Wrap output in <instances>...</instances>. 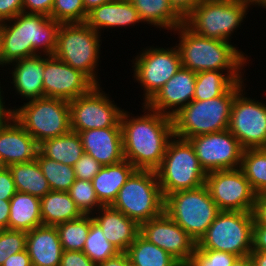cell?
Segmentation results:
<instances>
[{"label": "cell", "mask_w": 266, "mask_h": 266, "mask_svg": "<svg viewBox=\"0 0 266 266\" xmlns=\"http://www.w3.org/2000/svg\"><path fill=\"white\" fill-rule=\"evenodd\" d=\"M144 109L149 112L138 118H130L123 109L120 126L124 159L136 169L155 171L163 161L169 140L174 136L173 120L145 104Z\"/></svg>", "instance_id": "cell-1"}, {"label": "cell", "mask_w": 266, "mask_h": 266, "mask_svg": "<svg viewBox=\"0 0 266 266\" xmlns=\"http://www.w3.org/2000/svg\"><path fill=\"white\" fill-rule=\"evenodd\" d=\"M15 21L13 25L6 22ZM60 23L42 14L19 13L14 18L0 23V37L4 65L38 55H53L56 50L57 32Z\"/></svg>", "instance_id": "cell-2"}, {"label": "cell", "mask_w": 266, "mask_h": 266, "mask_svg": "<svg viewBox=\"0 0 266 266\" xmlns=\"http://www.w3.org/2000/svg\"><path fill=\"white\" fill-rule=\"evenodd\" d=\"M181 35L177 49L182 67L195 73L202 71L227 70L236 82H243L241 67L247 58L228 41L202 37L190 30L184 23L174 31ZM240 72V73H239Z\"/></svg>", "instance_id": "cell-3"}, {"label": "cell", "mask_w": 266, "mask_h": 266, "mask_svg": "<svg viewBox=\"0 0 266 266\" xmlns=\"http://www.w3.org/2000/svg\"><path fill=\"white\" fill-rule=\"evenodd\" d=\"M237 82L222 96L209 100H192L172 117L174 136L189 138L228 129L235 95L242 90Z\"/></svg>", "instance_id": "cell-4"}, {"label": "cell", "mask_w": 266, "mask_h": 266, "mask_svg": "<svg viewBox=\"0 0 266 266\" xmlns=\"http://www.w3.org/2000/svg\"><path fill=\"white\" fill-rule=\"evenodd\" d=\"M173 138L167 144L163 161L155 170L164 198L176 191L200 187L206 182V172L201 168L190 141L177 136Z\"/></svg>", "instance_id": "cell-5"}, {"label": "cell", "mask_w": 266, "mask_h": 266, "mask_svg": "<svg viewBox=\"0 0 266 266\" xmlns=\"http://www.w3.org/2000/svg\"><path fill=\"white\" fill-rule=\"evenodd\" d=\"M164 212L198 243L221 212L208 187L173 192L164 198Z\"/></svg>", "instance_id": "cell-6"}, {"label": "cell", "mask_w": 266, "mask_h": 266, "mask_svg": "<svg viewBox=\"0 0 266 266\" xmlns=\"http://www.w3.org/2000/svg\"><path fill=\"white\" fill-rule=\"evenodd\" d=\"M252 0H202L184 19V24L197 35L228 41L246 17Z\"/></svg>", "instance_id": "cell-7"}, {"label": "cell", "mask_w": 266, "mask_h": 266, "mask_svg": "<svg viewBox=\"0 0 266 266\" xmlns=\"http://www.w3.org/2000/svg\"><path fill=\"white\" fill-rule=\"evenodd\" d=\"M139 225L164 212V197L156 172L136 169L111 205Z\"/></svg>", "instance_id": "cell-8"}, {"label": "cell", "mask_w": 266, "mask_h": 266, "mask_svg": "<svg viewBox=\"0 0 266 266\" xmlns=\"http://www.w3.org/2000/svg\"><path fill=\"white\" fill-rule=\"evenodd\" d=\"M15 120L39 143L71 131L69 101L42 97L14 111Z\"/></svg>", "instance_id": "cell-9"}, {"label": "cell", "mask_w": 266, "mask_h": 266, "mask_svg": "<svg viewBox=\"0 0 266 266\" xmlns=\"http://www.w3.org/2000/svg\"><path fill=\"white\" fill-rule=\"evenodd\" d=\"M100 34L86 23L60 24L54 56L85 74L95 85Z\"/></svg>", "instance_id": "cell-10"}, {"label": "cell", "mask_w": 266, "mask_h": 266, "mask_svg": "<svg viewBox=\"0 0 266 266\" xmlns=\"http://www.w3.org/2000/svg\"><path fill=\"white\" fill-rule=\"evenodd\" d=\"M253 224L252 212L221 211L196 247L228 252L238 257L250 255Z\"/></svg>", "instance_id": "cell-11"}, {"label": "cell", "mask_w": 266, "mask_h": 266, "mask_svg": "<svg viewBox=\"0 0 266 266\" xmlns=\"http://www.w3.org/2000/svg\"><path fill=\"white\" fill-rule=\"evenodd\" d=\"M95 85L87 94L69 101L71 131L121 127L123 110L114 105L107 95Z\"/></svg>", "instance_id": "cell-12"}, {"label": "cell", "mask_w": 266, "mask_h": 266, "mask_svg": "<svg viewBox=\"0 0 266 266\" xmlns=\"http://www.w3.org/2000/svg\"><path fill=\"white\" fill-rule=\"evenodd\" d=\"M205 185L221 211L252 212L256 193L240 168L207 173Z\"/></svg>", "instance_id": "cell-13"}, {"label": "cell", "mask_w": 266, "mask_h": 266, "mask_svg": "<svg viewBox=\"0 0 266 266\" xmlns=\"http://www.w3.org/2000/svg\"><path fill=\"white\" fill-rule=\"evenodd\" d=\"M242 94L234 97L228 130L244 150L266 148V105Z\"/></svg>", "instance_id": "cell-14"}, {"label": "cell", "mask_w": 266, "mask_h": 266, "mask_svg": "<svg viewBox=\"0 0 266 266\" xmlns=\"http://www.w3.org/2000/svg\"><path fill=\"white\" fill-rule=\"evenodd\" d=\"M188 140L194 147L199 164L206 174L240 168L244 149L228 129Z\"/></svg>", "instance_id": "cell-15"}, {"label": "cell", "mask_w": 266, "mask_h": 266, "mask_svg": "<svg viewBox=\"0 0 266 266\" xmlns=\"http://www.w3.org/2000/svg\"><path fill=\"white\" fill-rule=\"evenodd\" d=\"M147 50V51H146ZM135 57L134 78L145 91L146 104L182 66L177 47L149 48Z\"/></svg>", "instance_id": "cell-16"}, {"label": "cell", "mask_w": 266, "mask_h": 266, "mask_svg": "<svg viewBox=\"0 0 266 266\" xmlns=\"http://www.w3.org/2000/svg\"><path fill=\"white\" fill-rule=\"evenodd\" d=\"M143 238L160 247L184 266L196 247V242L165 212L140 224Z\"/></svg>", "instance_id": "cell-17"}, {"label": "cell", "mask_w": 266, "mask_h": 266, "mask_svg": "<svg viewBox=\"0 0 266 266\" xmlns=\"http://www.w3.org/2000/svg\"><path fill=\"white\" fill-rule=\"evenodd\" d=\"M94 86L95 84L85 74L54 55L44 58V97L70 101L87 94Z\"/></svg>", "instance_id": "cell-18"}, {"label": "cell", "mask_w": 266, "mask_h": 266, "mask_svg": "<svg viewBox=\"0 0 266 266\" xmlns=\"http://www.w3.org/2000/svg\"><path fill=\"white\" fill-rule=\"evenodd\" d=\"M195 84L196 73L181 66L145 105L172 118L193 100Z\"/></svg>", "instance_id": "cell-19"}, {"label": "cell", "mask_w": 266, "mask_h": 266, "mask_svg": "<svg viewBox=\"0 0 266 266\" xmlns=\"http://www.w3.org/2000/svg\"><path fill=\"white\" fill-rule=\"evenodd\" d=\"M39 153L40 143L15 118L0 125V157L7 167L15 163L36 161Z\"/></svg>", "instance_id": "cell-20"}, {"label": "cell", "mask_w": 266, "mask_h": 266, "mask_svg": "<svg viewBox=\"0 0 266 266\" xmlns=\"http://www.w3.org/2000/svg\"><path fill=\"white\" fill-rule=\"evenodd\" d=\"M84 152L102 166L117 164L124 160L121 127H109L80 131Z\"/></svg>", "instance_id": "cell-21"}, {"label": "cell", "mask_w": 266, "mask_h": 266, "mask_svg": "<svg viewBox=\"0 0 266 266\" xmlns=\"http://www.w3.org/2000/svg\"><path fill=\"white\" fill-rule=\"evenodd\" d=\"M99 210L101 213L99 216H93V220L102 228L105 238L119 252H127L140 233V225L111 205L102 206Z\"/></svg>", "instance_id": "cell-22"}, {"label": "cell", "mask_w": 266, "mask_h": 266, "mask_svg": "<svg viewBox=\"0 0 266 266\" xmlns=\"http://www.w3.org/2000/svg\"><path fill=\"white\" fill-rule=\"evenodd\" d=\"M26 250L32 266H60L63 248L56 226L41 225L26 232Z\"/></svg>", "instance_id": "cell-23"}, {"label": "cell", "mask_w": 266, "mask_h": 266, "mask_svg": "<svg viewBox=\"0 0 266 266\" xmlns=\"http://www.w3.org/2000/svg\"><path fill=\"white\" fill-rule=\"evenodd\" d=\"M142 22L137 9L130 0L106 2L88 12L85 23L99 32L101 28L134 25Z\"/></svg>", "instance_id": "cell-24"}, {"label": "cell", "mask_w": 266, "mask_h": 266, "mask_svg": "<svg viewBox=\"0 0 266 266\" xmlns=\"http://www.w3.org/2000/svg\"><path fill=\"white\" fill-rule=\"evenodd\" d=\"M14 62L15 68L11 74L17 93L29 100L44 97V56L42 58L38 54Z\"/></svg>", "instance_id": "cell-25"}, {"label": "cell", "mask_w": 266, "mask_h": 266, "mask_svg": "<svg viewBox=\"0 0 266 266\" xmlns=\"http://www.w3.org/2000/svg\"><path fill=\"white\" fill-rule=\"evenodd\" d=\"M135 170L136 168L125 159L117 164L103 166L92 179L99 202L103 206L112 205L119 190Z\"/></svg>", "instance_id": "cell-26"}, {"label": "cell", "mask_w": 266, "mask_h": 266, "mask_svg": "<svg viewBox=\"0 0 266 266\" xmlns=\"http://www.w3.org/2000/svg\"><path fill=\"white\" fill-rule=\"evenodd\" d=\"M41 225L40 198L17 191L10 199L9 229L28 232Z\"/></svg>", "instance_id": "cell-27"}, {"label": "cell", "mask_w": 266, "mask_h": 266, "mask_svg": "<svg viewBox=\"0 0 266 266\" xmlns=\"http://www.w3.org/2000/svg\"><path fill=\"white\" fill-rule=\"evenodd\" d=\"M42 225L56 226L83 216L68 192L51 190L40 198Z\"/></svg>", "instance_id": "cell-28"}, {"label": "cell", "mask_w": 266, "mask_h": 266, "mask_svg": "<svg viewBox=\"0 0 266 266\" xmlns=\"http://www.w3.org/2000/svg\"><path fill=\"white\" fill-rule=\"evenodd\" d=\"M40 153L51 160L73 167L85 152L80 135L70 131L40 143Z\"/></svg>", "instance_id": "cell-29"}, {"label": "cell", "mask_w": 266, "mask_h": 266, "mask_svg": "<svg viewBox=\"0 0 266 266\" xmlns=\"http://www.w3.org/2000/svg\"><path fill=\"white\" fill-rule=\"evenodd\" d=\"M8 168L11 171L18 192L42 198L51 191L37 160L11 164Z\"/></svg>", "instance_id": "cell-30"}, {"label": "cell", "mask_w": 266, "mask_h": 266, "mask_svg": "<svg viewBox=\"0 0 266 266\" xmlns=\"http://www.w3.org/2000/svg\"><path fill=\"white\" fill-rule=\"evenodd\" d=\"M142 21L175 30L184 20L175 12L169 0H130ZM170 28V29H169Z\"/></svg>", "instance_id": "cell-31"}, {"label": "cell", "mask_w": 266, "mask_h": 266, "mask_svg": "<svg viewBox=\"0 0 266 266\" xmlns=\"http://www.w3.org/2000/svg\"><path fill=\"white\" fill-rule=\"evenodd\" d=\"M126 253L135 266H182L168 252L147 241L140 234Z\"/></svg>", "instance_id": "cell-32"}, {"label": "cell", "mask_w": 266, "mask_h": 266, "mask_svg": "<svg viewBox=\"0 0 266 266\" xmlns=\"http://www.w3.org/2000/svg\"><path fill=\"white\" fill-rule=\"evenodd\" d=\"M236 83L230 75H224L221 71L198 72L193 100L203 101L222 96Z\"/></svg>", "instance_id": "cell-33"}, {"label": "cell", "mask_w": 266, "mask_h": 266, "mask_svg": "<svg viewBox=\"0 0 266 266\" xmlns=\"http://www.w3.org/2000/svg\"><path fill=\"white\" fill-rule=\"evenodd\" d=\"M240 169L256 195L266 194V148L243 150Z\"/></svg>", "instance_id": "cell-34"}, {"label": "cell", "mask_w": 266, "mask_h": 266, "mask_svg": "<svg viewBox=\"0 0 266 266\" xmlns=\"http://www.w3.org/2000/svg\"><path fill=\"white\" fill-rule=\"evenodd\" d=\"M82 252L96 265L117 256L120 252L104 236L102 228L90 216L88 232Z\"/></svg>", "instance_id": "cell-35"}, {"label": "cell", "mask_w": 266, "mask_h": 266, "mask_svg": "<svg viewBox=\"0 0 266 266\" xmlns=\"http://www.w3.org/2000/svg\"><path fill=\"white\" fill-rule=\"evenodd\" d=\"M37 162L51 190L62 192L69 191L76 180L72 166L51 160L44 157L41 153H39Z\"/></svg>", "instance_id": "cell-36"}, {"label": "cell", "mask_w": 266, "mask_h": 266, "mask_svg": "<svg viewBox=\"0 0 266 266\" xmlns=\"http://www.w3.org/2000/svg\"><path fill=\"white\" fill-rule=\"evenodd\" d=\"M59 240L65 251H82L90 230V215L56 225Z\"/></svg>", "instance_id": "cell-37"}, {"label": "cell", "mask_w": 266, "mask_h": 266, "mask_svg": "<svg viewBox=\"0 0 266 266\" xmlns=\"http://www.w3.org/2000/svg\"><path fill=\"white\" fill-rule=\"evenodd\" d=\"M68 193L83 215H92L95 207L100 209L103 206L96 196L92 181L76 179Z\"/></svg>", "instance_id": "cell-38"}, {"label": "cell", "mask_w": 266, "mask_h": 266, "mask_svg": "<svg viewBox=\"0 0 266 266\" xmlns=\"http://www.w3.org/2000/svg\"><path fill=\"white\" fill-rule=\"evenodd\" d=\"M83 0H54L51 18L60 24L85 23L87 18Z\"/></svg>", "instance_id": "cell-39"}, {"label": "cell", "mask_w": 266, "mask_h": 266, "mask_svg": "<svg viewBox=\"0 0 266 266\" xmlns=\"http://www.w3.org/2000/svg\"><path fill=\"white\" fill-rule=\"evenodd\" d=\"M237 257L228 252L195 247L184 266H231Z\"/></svg>", "instance_id": "cell-40"}, {"label": "cell", "mask_w": 266, "mask_h": 266, "mask_svg": "<svg viewBox=\"0 0 266 266\" xmlns=\"http://www.w3.org/2000/svg\"><path fill=\"white\" fill-rule=\"evenodd\" d=\"M102 167L103 166L92 156L84 153L80 157V159L73 165L75 178L92 181V179L99 173Z\"/></svg>", "instance_id": "cell-41"}, {"label": "cell", "mask_w": 266, "mask_h": 266, "mask_svg": "<svg viewBox=\"0 0 266 266\" xmlns=\"http://www.w3.org/2000/svg\"><path fill=\"white\" fill-rule=\"evenodd\" d=\"M3 249L8 257L26 250V232L13 229H3Z\"/></svg>", "instance_id": "cell-42"}, {"label": "cell", "mask_w": 266, "mask_h": 266, "mask_svg": "<svg viewBox=\"0 0 266 266\" xmlns=\"http://www.w3.org/2000/svg\"><path fill=\"white\" fill-rule=\"evenodd\" d=\"M60 266H97L82 251L63 250Z\"/></svg>", "instance_id": "cell-43"}, {"label": "cell", "mask_w": 266, "mask_h": 266, "mask_svg": "<svg viewBox=\"0 0 266 266\" xmlns=\"http://www.w3.org/2000/svg\"><path fill=\"white\" fill-rule=\"evenodd\" d=\"M16 192L11 171L6 167L0 171V200L10 201Z\"/></svg>", "instance_id": "cell-44"}, {"label": "cell", "mask_w": 266, "mask_h": 266, "mask_svg": "<svg viewBox=\"0 0 266 266\" xmlns=\"http://www.w3.org/2000/svg\"><path fill=\"white\" fill-rule=\"evenodd\" d=\"M54 0H23V12L51 17ZM26 10H30L27 12Z\"/></svg>", "instance_id": "cell-45"}, {"label": "cell", "mask_w": 266, "mask_h": 266, "mask_svg": "<svg viewBox=\"0 0 266 266\" xmlns=\"http://www.w3.org/2000/svg\"><path fill=\"white\" fill-rule=\"evenodd\" d=\"M23 12V0H0V23Z\"/></svg>", "instance_id": "cell-46"}, {"label": "cell", "mask_w": 266, "mask_h": 266, "mask_svg": "<svg viewBox=\"0 0 266 266\" xmlns=\"http://www.w3.org/2000/svg\"><path fill=\"white\" fill-rule=\"evenodd\" d=\"M252 215L254 220L253 225L266 226V194L256 195Z\"/></svg>", "instance_id": "cell-47"}, {"label": "cell", "mask_w": 266, "mask_h": 266, "mask_svg": "<svg viewBox=\"0 0 266 266\" xmlns=\"http://www.w3.org/2000/svg\"><path fill=\"white\" fill-rule=\"evenodd\" d=\"M202 0H169L175 12L184 20Z\"/></svg>", "instance_id": "cell-48"}, {"label": "cell", "mask_w": 266, "mask_h": 266, "mask_svg": "<svg viewBox=\"0 0 266 266\" xmlns=\"http://www.w3.org/2000/svg\"><path fill=\"white\" fill-rule=\"evenodd\" d=\"M252 251H266L265 225H253Z\"/></svg>", "instance_id": "cell-49"}, {"label": "cell", "mask_w": 266, "mask_h": 266, "mask_svg": "<svg viewBox=\"0 0 266 266\" xmlns=\"http://www.w3.org/2000/svg\"><path fill=\"white\" fill-rule=\"evenodd\" d=\"M2 266H32L27 250L10 255Z\"/></svg>", "instance_id": "cell-50"}, {"label": "cell", "mask_w": 266, "mask_h": 266, "mask_svg": "<svg viewBox=\"0 0 266 266\" xmlns=\"http://www.w3.org/2000/svg\"><path fill=\"white\" fill-rule=\"evenodd\" d=\"M10 201L0 200V230L9 229Z\"/></svg>", "instance_id": "cell-51"}, {"label": "cell", "mask_w": 266, "mask_h": 266, "mask_svg": "<svg viewBox=\"0 0 266 266\" xmlns=\"http://www.w3.org/2000/svg\"><path fill=\"white\" fill-rule=\"evenodd\" d=\"M130 262L126 252H120L117 256L97 264V266H127Z\"/></svg>", "instance_id": "cell-52"}, {"label": "cell", "mask_w": 266, "mask_h": 266, "mask_svg": "<svg viewBox=\"0 0 266 266\" xmlns=\"http://www.w3.org/2000/svg\"><path fill=\"white\" fill-rule=\"evenodd\" d=\"M1 88V87H0ZM1 90V89H0ZM2 91H0V125L8 123V121H12L14 119V111L15 109H5L4 107L5 102H3V96H1Z\"/></svg>", "instance_id": "cell-53"}, {"label": "cell", "mask_w": 266, "mask_h": 266, "mask_svg": "<svg viewBox=\"0 0 266 266\" xmlns=\"http://www.w3.org/2000/svg\"><path fill=\"white\" fill-rule=\"evenodd\" d=\"M250 257L253 266H266V251H252Z\"/></svg>", "instance_id": "cell-54"}, {"label": "cell", "mask_w": 266, "mask_h": 266, "mask_svg": "<svg viewBox=\"0 0 266 266\" xmlns=\"http://www.w3.org/2000/svg\"><path fill=\"white\" fill-rule=\"evenodd\" d=\"M113 0H83V5L85 8V11L88 13L93 8L98 7L102 4H105L106 2H110Z\"/></svg>", "instance_id": "cell-55"}, {"label": "cell", "mask_w": 266, "mask_h": 266, "mask_svg": "<svg viewBox=\"0 0 266 266\" xmlns=\"http://www.w3.org/2000/svg\"><path fill=\"white\" fill-rule=\"evenodd\" d=\"M231 266H253L250 255L237 257Z\"/></svg>", "instance_id": "cell-56"}, {"label": "cell", "mask_w": 266, "mask_h": 266, "mask_svg": "<svg viewBox=\"0 0 266 266\" xmlns=\"http://www.w3.org/2000/svg\"><path fill=\"white\" fill-rule=\"evenodd\" d=\"M8 255L3 249V230H0V266H2L7 259Z\"/></svg>", "instance_id": "cell-57"}, {"label": "cell", "mask_w": 266, "mask_h": 266, "mask_svg": "<svg viewBox=\"0 0 266 266\" xmlns=\"http://www.w3.org/2000/svg\"><path fill=\"white\" fill-rule=\"evenodd\" d=\"M253 4H254V5L257 4V5H259V6H262V7L266 8V0H254V1H253ZM260 4H261V5H260Z\"/></svg>", "instance_id": "cell-58"}, {"label": "cell", "mask_w": 266, "mask_h": 266, "mask_svg": "<svg viewBox=\"0 0 266 266\" xmlns=\"http://www.w3.org/2000/svg\"><path fill=\"white\" fill-rule=\"evenodd\" d=\"M0 65H4V59L2 56V46H1V37H0Z\"/></svg>", "instance_id": "cell-59"}, {"label": "cell", "mask_w": 266, "mask_h": 266, "mask_svg": "<svg viewBox=\"0 0 266 266\" xmlns=\"http://www.w3.org/2000/svg\"><path fill=\"white\" fill-rule=\"evenodd\" d=\"M7 165L4 163L3 159L0 157V171L5 169Z\"/></svg>", "instance_id": "cell-60"}, {"label": "cell", "mask_w": 266, "mask_h": 266, "mask_svg": "<svg viewBox=\"0 0 266 266\" xmlns=\"http://www.w3.org/2000/svg\"><path fill=\"white\" fill-rule=\"evenodd\" d=\"M127 266H135V265H133L131 262H129V263L127 264Z\"/></svg>", "instance_id": "cell-61"}]
</instances>
